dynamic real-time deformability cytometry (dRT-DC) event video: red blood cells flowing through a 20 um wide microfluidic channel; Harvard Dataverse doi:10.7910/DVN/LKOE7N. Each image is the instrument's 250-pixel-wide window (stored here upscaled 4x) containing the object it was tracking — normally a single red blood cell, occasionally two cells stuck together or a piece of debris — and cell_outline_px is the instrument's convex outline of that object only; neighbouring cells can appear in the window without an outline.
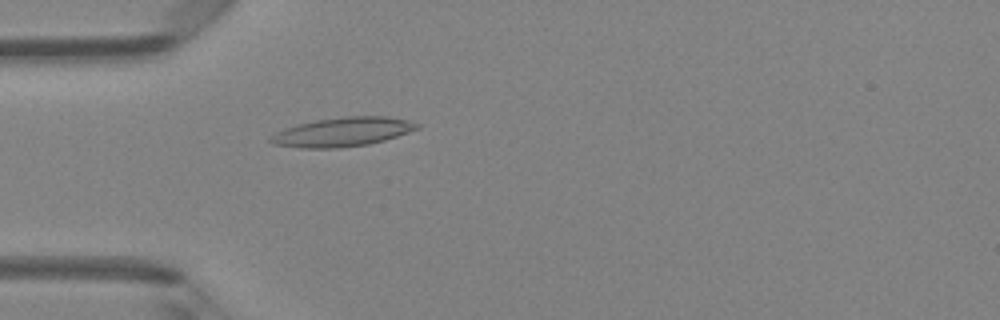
{"species": "Egyptian fruit bat (a non-hibernating species)", "species_latin": "Rousettus aegyptiacus", "temperature_condition": "room temperature", "stored_images_in_passage": 48, "camera_frame_rate_fps": 3000, "um_per_image_px": 0.085, "animal": {"sex": "female"}, "frame": {"image": 1, "passage_image": 14, "time_ms": 4.333, "image_size_px": [1000, 320], "cell_outline_px": [[420, 128], [384, 140], [368, 144], [340, 148], [300, 148], [272, 144], [268, 140], [268, 136], [284, 128], [296, 124], [316, 120], [344, 116], [384, 116], [408, 120], [420, 124]], "centroid_in_image_um": [29.06, 11.22], "position_along_channel_um": 55.9, "area_um2": 24.97}}
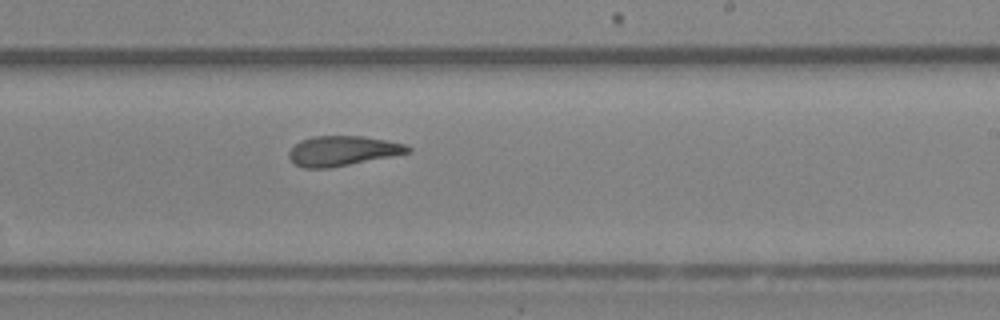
{"frame": {"image": 2, "passage_image": 29, "time_ms": 9.333, "image_size_px": [1000, 320], "cell_outline_px": [[412, 152], [332, 168], [304, 168], [296, 164], [288, 156], [288, 152], [300, 140], [312, 136], [364, 136], [404, 144], [412, 148]], "centroid_in_image_um": [29.12, 12.83], "position_along_channel_um": 259.9, "area_um2": 20.69}}
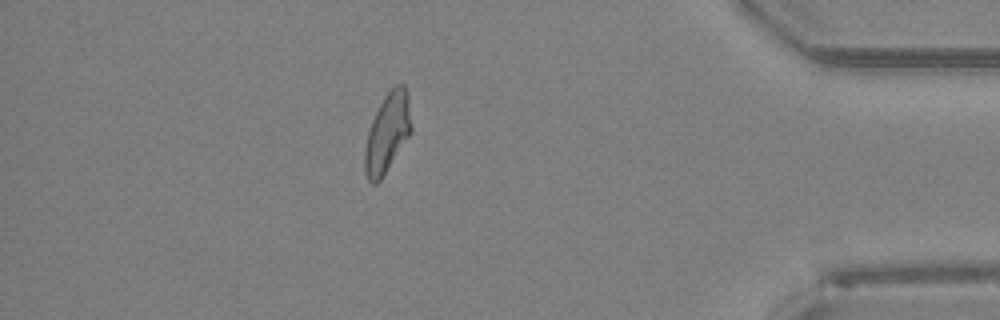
{"frame": {"image": 3, "passage_image": 42, "time_ms": 13.667, "image_size_px": [1000, 320], "cell_outline_px": [[412, 132], [380, 180], [376, 184], [372, 184], [368, 180], [364, 168], [364, 148], [368, 132], [372, 120], [384, 96], [396, 84], [404, 84], [408, 96], [412, 128]], "centroid_in_image_um": [32.92, 11.3], "position_along_channel_um": 402.3, "area_um2": 21.39}, "authors_computed_cell_mechanics": {"area_um2": 21.8773, "velocity_mm_per_s": 4.2039, "shape_relaxation_time_tau1_ms": null, "shape_relaxation_time_tau2_ms": 3.0908, "deformation_change_tau1": null, "deformation_change_tau2": 0.1283}}